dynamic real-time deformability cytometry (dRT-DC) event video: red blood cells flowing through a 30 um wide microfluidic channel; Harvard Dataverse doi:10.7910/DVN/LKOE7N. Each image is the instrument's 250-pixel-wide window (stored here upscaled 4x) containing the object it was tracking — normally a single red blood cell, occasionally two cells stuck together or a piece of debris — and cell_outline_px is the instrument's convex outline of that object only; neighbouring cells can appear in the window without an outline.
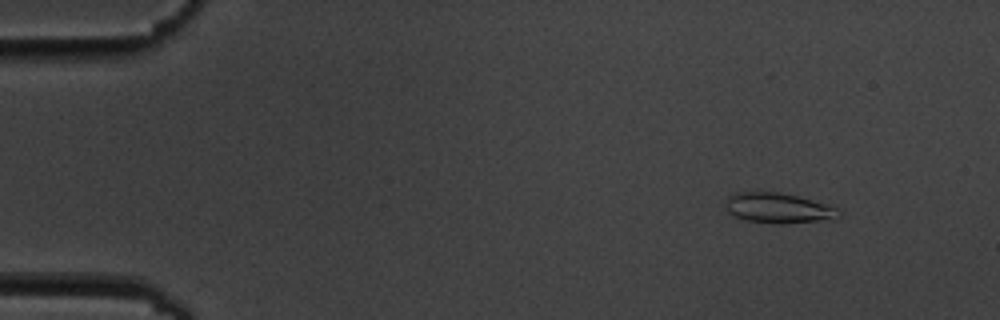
{"species": "common noctule bat (a hibernating species)", "species_latin": "Nyctalus noctula", "temperature_condition": "cold", "stored_images_in_passage": 6, "camera_frame_rate_fps": 3000, "um_per_image_px": 0.085, "animal": {"sex": "male", "body_mass_g": 19.5, "forearm_length_mm": 54.6}, "frame": {"image": 1, "passage_image": 2, "time_ms": 1.333, "image_size_px": [1000, 320], "cell_outline_px": [[840, 216], [836, 220], [780, 224], [776, 224], [744, 220], [732, 216], [724, 208], [724, 204], [728, 196], [736, 192], [756, 188], [796, 196], [836, 208], [840, 212]], "centroid_in_image_um": [66.05, 17.67], "position_along_channel_um": 18.9, "area_um2": 20.69}}